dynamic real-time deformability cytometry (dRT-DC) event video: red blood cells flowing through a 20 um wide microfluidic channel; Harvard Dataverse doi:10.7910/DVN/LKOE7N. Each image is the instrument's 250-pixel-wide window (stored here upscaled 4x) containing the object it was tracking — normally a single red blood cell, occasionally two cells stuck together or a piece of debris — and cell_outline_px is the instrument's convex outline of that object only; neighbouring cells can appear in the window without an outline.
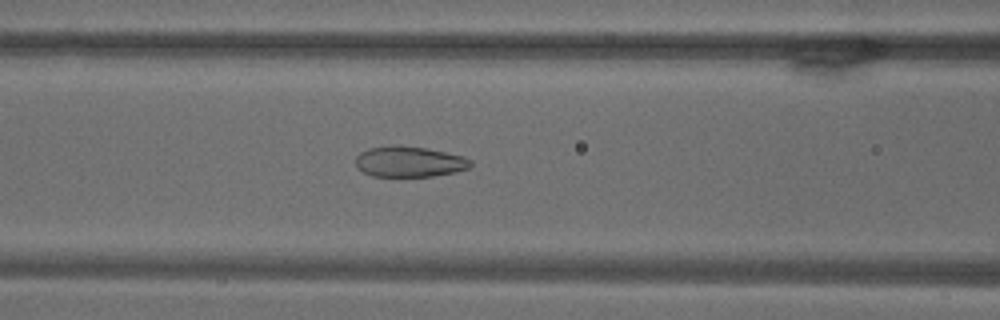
{"species": "common noctule bat (a hibernating species)", "species_latin": "Nyctalus noctula", "temperature_condition": "warm", "stored_images_in_passage": 69, "camera_frame_rate_fps": 3000, "um_per_image_px": 0.085, "animal": {"sex": "male", "body_mass_g": 18.8}, "frame": {"image": 1, "passage_image": 29, "time_ms": 9.333, "image_size_px": [1000, 320], "cell_outline_px": [[472, 164], [468, 168], [456, 172], [432, 176], [372, 176], [364, 172], [356, 164], [356, 156], [360, 152], [368, 148], [388, 144], [400, 144], [428, 148], [464, 156], [472, 160]], "centroid_in_image_um": [34.8, 13.71], "position_along_channel_um": 131.8, "area_um2": 20.87}}
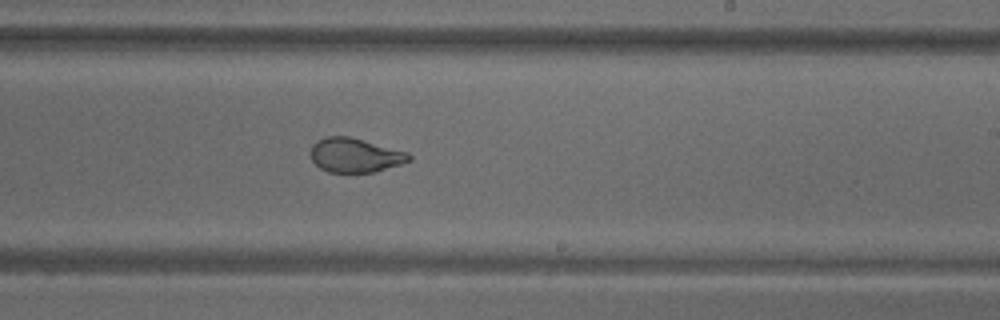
{"frame": {"image": 2, "passage_image": 42, "time_ms": 13.667, "image_size_px": [1000, 320], "cell_outline_px": [[412, 160], [400, 164], [372, 172], [328, 172], [320, 168], [312, 160], [308, 152], [312, 144], [316, 140], [328, 136], [348, 136], [408, 152], [412, 156]], "centroid_in_image_um": [30.13, 13.18], "position_along_channel_um": 258.9, "area_um2": 19.65}}
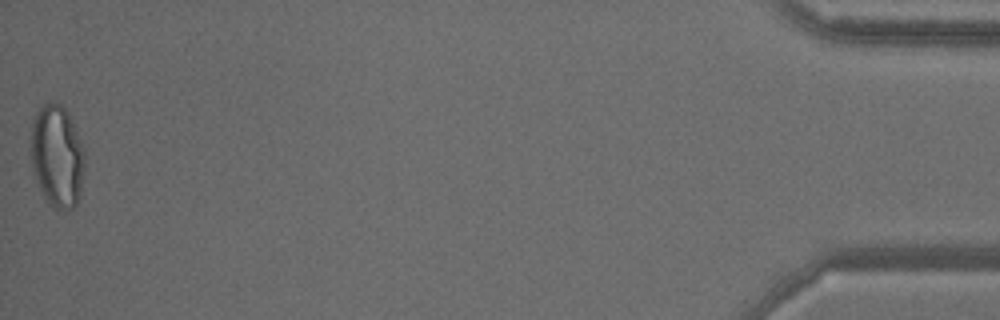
{"frame": {"image": 3, "passage_image": 69, "time_ms": 22.667, "image_size_px": [1000, 320], "cell_outline_px": [[84, 172], [80, 196], [76, 204], [72, 208], [56, 212], [44, 200], [32, 172], [28, 148], [32, 120], [36, 112], [44, 104], [52, 100], [60, 104], [68, 112], [80, 140], [84, 152]], "centroid_in_image_um": [4.8, 13.31], "position_along_channel_um": 430.4, "area_um2": 33.29}}